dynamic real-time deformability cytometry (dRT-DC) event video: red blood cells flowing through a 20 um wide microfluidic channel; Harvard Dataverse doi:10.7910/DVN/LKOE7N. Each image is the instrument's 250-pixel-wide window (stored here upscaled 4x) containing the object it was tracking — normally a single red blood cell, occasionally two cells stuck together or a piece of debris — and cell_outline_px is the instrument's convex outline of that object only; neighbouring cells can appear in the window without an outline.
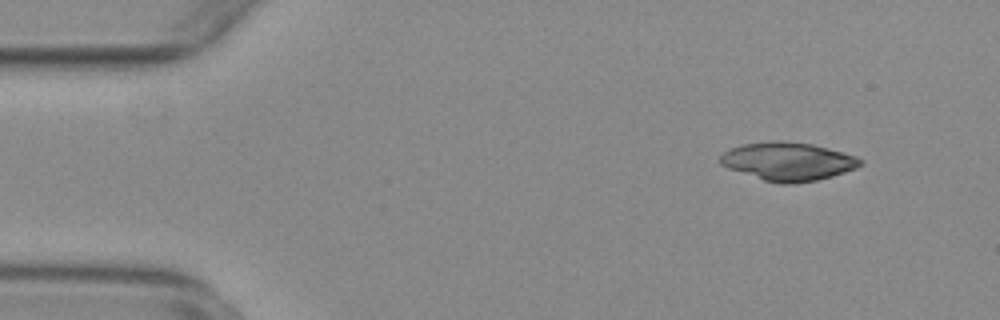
{"species": "common noctule bat (a hibernating species)", "species_latin": "Nyctalus noctula", "temperature_condition": "warm", "stored_images_in_passage": 16, "camera_frame_rate_fps": 3000, "um_per_image_px": 0.085, "animal": {"sex": "female", "body_mass_g": 29.2, "forearm_length_mm": 56.3}, "frame": {"image": 1, "passage_image": 5, "time_ms": 1.333, "image_size_px": [1000, 320], "cell_outline_px": [[864, 164], [856, 168], [832, 176], [816, 180], [788, 184], [780, 184], [764, 180], [728, 168], [720, 164], [720, 156], [724, 152], [732, 148], [744, 144], [776, 140], [812, 144], [856, 156], [864, 160]], "centroid_in_image_um": [67.0, 13.72], "position_along_channel_um": 18.0, "area_um2": 30.98}}